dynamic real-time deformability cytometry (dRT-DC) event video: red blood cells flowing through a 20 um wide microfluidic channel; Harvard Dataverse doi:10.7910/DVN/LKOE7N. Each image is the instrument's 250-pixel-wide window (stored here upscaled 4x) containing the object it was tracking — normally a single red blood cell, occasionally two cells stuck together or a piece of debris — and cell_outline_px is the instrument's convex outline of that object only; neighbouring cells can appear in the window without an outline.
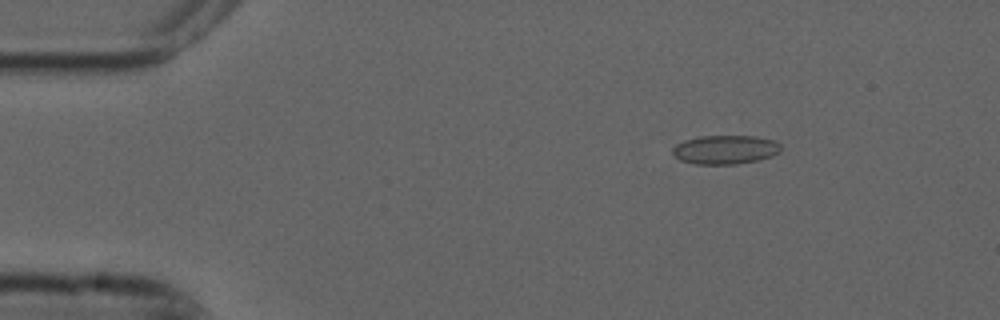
{"species": "common noctule bat (a hibernating species)", "species_latin": "Nyctalus noctula", "temperature_condition": "cold", "stored_images_in_passage": 5, "camera_frame_rate_fps": 3000, "um_per_image_px": 0.085, "animal": {"sex": "male", "forearm_length_mm": 52.5}, "frame": {"image": 1, "passage_image": 3, "time_ms": 0.667, "image_size_px": [1000, 320], "cell_outline_px": [[780, 152], [772, 156], [756, 160], [736, 164], [696, 164], [680, 160], [672, 152], [672, 148], [676, 144], [684, 140], [700, 136], [756, 136], [772, 140], [780, 144]], "centroid_in_image_um": [61.63, 12.71], "position_along_channel_um": 23.4, "area_um2": 18.15}}